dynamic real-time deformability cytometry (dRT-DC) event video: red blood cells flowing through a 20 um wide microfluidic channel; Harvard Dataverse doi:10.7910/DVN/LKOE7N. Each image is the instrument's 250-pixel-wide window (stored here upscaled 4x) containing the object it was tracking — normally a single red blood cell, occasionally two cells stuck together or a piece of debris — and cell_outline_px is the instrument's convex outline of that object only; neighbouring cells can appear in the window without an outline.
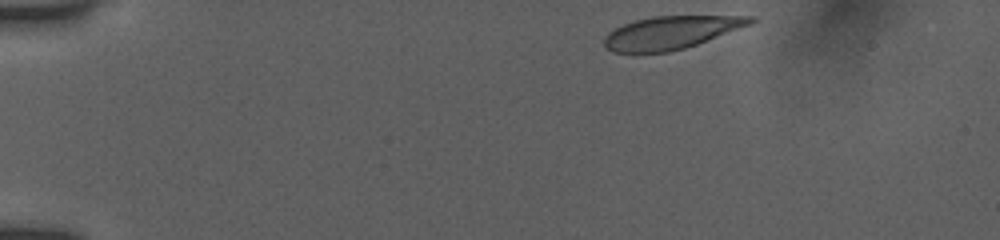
{"species": "human", "species_latin": "Homo sapiens", "temperature_condition": "room temperature", "stored_images_in_passage": 41, "camera_frame_rate_fps": 3000, "um_per_image_px": 0.085, "donor": {"sex": "female"}, "frame": {"image": 1, "passage_image": 2, "time_ms": 0.333, "image_size_px": [1000, 240], "cell_outline_px": [[756, 20], [752, 24], [696, 44], [684, 48], [668, 52], [612, 52], [604, 48], [604, 36], [608, 32], [624, 24], [636, 20], [652, 16], [756, 16]], "centroid_in_image_um": [57.02, 2.76], "position_along_channel_um": 28.0, "area_um2": 27.86}}
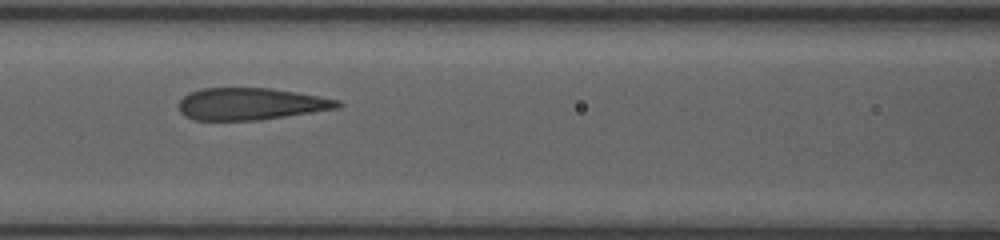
{"frame": {"image": 2, "passage_image": 18, "time_ms": 5.667, "image_size_px": [1000, 240], "cell_outline_px": [[344, 104], [340, 108], [260, 120], [192, 120], [184, 116], [180, 112], [176, 104], [188, 92], [200, 88], [272, 88], [320, 96], [340, 100]], "centroid_in_image_um": [21.3, 8.83], "position_along_channel_um": 145.3, "area_um2": 30.06}}
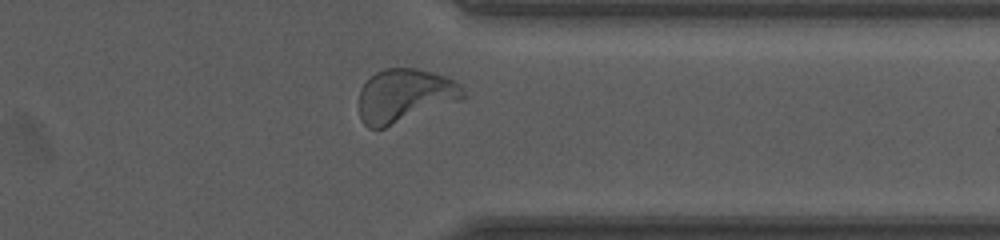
{"frame": {"image": 3, "passage_image": 36, "time_ms": 11.667, "image_size_px": [1000, 240], "cell_outline_px": [[468, 96], [464, 100], [384, 128], [368, 128], [360, 120], [360, 88], [376, 72], [384, 68], [416, 68], [432, 72], [456, 80], [460, 84]], "centroid_in_image_um": [34.46, 8.13], "position_along_channel_um": 376.9, "area_um2": 32.83}, "authors_computed_cell_mechanics": {"area_um2": 30.6918, "velocity_mm_per_s": 3.8869, "shape_relaxation_time_tau1_ms": 5.8485, "shape_relaxation_time_tau2_ms": null, "deformation_change_tau1": 0.2196, "deformation_change_tau2": null}}